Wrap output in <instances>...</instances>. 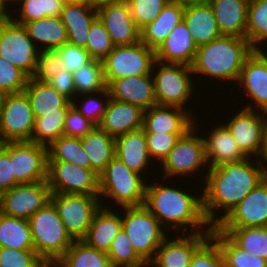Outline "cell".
Returning <instances> with one entry per match:
<instances>
[{
    "instance_id": "cell-1",
    "label": "cell",
    "mask_w": 267,
    "mask_h": 267,
    "mask_svg": "<svg viewBox=\"0 0 267 267\" xmlns=\"http://www.w3.org/2000/svg\"><path fill=\"white\" fill-rule=\"evenodd\" d=\"M252 160L247 157L238 162L207 167V172L204 171L206 174L202 183L204 190L201 189L202 207L205 218L212 227L265 179L263 165L256 158ZM216 212L223 214L219 216Z\"/></svg>"
},
{
    "instance_id": "cell-2",
    "label": "cell",
    "mask_w": 267,
    "mask_h": 267,
    "mask_svg": "<svg viewBox=\"0 0 267 267\" xmlns=\"http://www.w3.org/2000/svg\"><path fill=\"white\" fill-rule=\"evenodd\" d=\"M159 182V184H158ZM157 183H146L144 206L160 221L168 230H180L183 234L211 232L212 226L205 218L202 207V194L191 195L190 191ZM150 184V185H149ZM172 186V187H171ZM190 192V193H188ZM168 226V227H167ZM207 227V228H206ZM176 228V229H175Z\"/></svg>"
},
{
    "instance_id": "cell-3",
    "label": "cell",
    "mask_w": 267,
    "mask_h": 267,
    "mask_svg": "<svg viewBox=\"0 0 267 267\" xmlns=\"http://www.w3.org/2000/svg\"><path fill=\"white\" fill-rule=\"evenodd\" d=\"M254 50L246 38L222 35L198 46L191 66L193 75L237 83L246 59Z\"/></svg>"
},
{
    "instance_id": "cell-4",
    "label": "cell",
    "mask_w": 267,
    "mask_h": 267,
    "mask_svg": "<svg viewBox=\"0 0 267 267\" xmlns=\"http://www.w3.org/2000/svg\"><path fill=\"white\" fill-rule=\"evenodd\" d=\"M28 222L35 251L49 267L54 265L75 241L67 232L51 201L34 213Z\"/></svg>"
},
{
    "instance_id": "cell-5",
    "label": "cell",
    "mask_w": 267,
    "mask_h": 267,
    "mask_svg": "<svg viewBox=\"0 0 267 267\" xmlns=\"http://www.w3.org/2000/svg\"><path fill=\"white\" fill-rule=\"evenodd\" d=\"M145 179V176L132 171L114 157L99 175V197L114 201V205L117 204L119 208L143 205L147 183Z\"/></svg>"
},
{
    "instance_id": "cell-6",
    "label": "cell",
    "mask_w": 267,
    "mask_h": 267,
    "mask_svg": "<svg viewBox=\"0 0 267 267\" xmlns=\"http://www.w3.org/2000/svg\"><path fill=\"white\" fill-rule=\"evenodd\" d=\"M123 209V210H122ZM122 228L134 250L143 259H153L157 249L169 236L160 221L144 206L123 207Z\"/></svg>"
},
{
    "instance_id": "cell-7",
    "label": "cell",
    "mask_w": 267,
    "mask_h": 267,
    "mask_svg": "<svg viewBox=\"0 0 267 267\" xmlns=\"http://www.w3.org/2000/svg\"><path fill=\"white\" fill-rule=\"evenodd\" d=\"M191 74H193L191 66L155 60L152 75L157 104L180 107L191 113L185 106L190 102L188 100L192 98L195 90L194 76Z\"/></svg>"
},
{
    "instance_id": "cell-8",
    "label": "cell",
    "mask_w": 267,
    "mask_h": 267,
    "mask_svg": "<svg viewBox=\"0 0 267 267\" xmlns=\"http://www.w3.org/2000/svg\"><path fill=\"white\" fill-rule=\"evenodd\" d=\"M195 118L194 127L191 128L185 135L181 136L174 147L167 155V157L160 164L163 167V176L161 179H166L171 177L169 180L175 176H197L195 172L206 170L208 166L206 154H205V144L203 140L202 133L198 134L197 128H200L196 122ZM198 126V127H197ZM202 135V136H201ZM205 167V168H202Z\"/></svg>"
},
{
    "instance_id": "cell-9",
    "label": "cell",
    "mask_w": 267,
    "mask_h": 267,
    "mask_svg": "<svg viewBox=\"0 0 267 267\" xmlns=\"http://www.w3.org/2000/svg\"><path fill=\"white\" fill-rule=\"evenodd\" d=\"M50 201L74 240H82L86 236L95 212L103 201L107 204L99 196L86 194L52 193Z\"/></svg>"
},
{
    "instance_id": "cell-10",
    "label": "cell",
    "mask_w": 267,
    "mask_h": 267,
    "mask_svg": "<svg viewBox=\"0 0 267 267\" xmlns=\"http://www.w3.org/2000/svg\"><path fill=\"white\" fill-rule=\"evenodd\" d=\"M155 60V51L141 41L132 45L115 46L102 61L106 85L124 77L151 74Z\"/></svg>"
},
{
    "instance_id": "cell-11",
    "label": "cell",
    "mask_w": 267,
    "mask_h": 267,
    "mask_svg": "<svg viewBox=\"0 0 267 267\" xmlns=\"http://www.w3.org/2000/svg\"><path fill=\"white\" fill-rule=\"evenodd\" d=\"M38 54L39 49L29 38L25 26L9 16L0 28V58L31 78L36 70Z\"/></svg>"
},
{
    "instance_id": "cell-12",
    "label": "cell",
    "mask_w": 267,
    "mask_h": 267,
    "mask_svg": "<svg viewBox=\"0 0 267 267\" xmlns=\"http://www.w3.org/2000/svg\"><path fill=\"white\" fill-rule=\"evenodd\" d=\"M47 181L51 193L99 196V175L64 161H48Z\"/></svg>"
},
{
    "instance_id": "cell-13",
    "label": "cell",
    "mask_w": 267,
    "mask_h": 267,
    "mask_svg": "<svg viewBox=\"0 0 267 267\" xmlns=\"http://www.w3.org/2000/svg\"><path fill=\"white\" fill-rule=\"evenodd\" d=\"M35 116L25 92L8 94L0 116V140L2 143L30 141Z\"/></svg>"
},
{
    "instance_id": "cell-14",
    "label": "cell",
    "mask_w": 267,
    "mask_h": 267,
    "mask_svg": "<svg viewBox=\"0 0 267 267\" xmlns=\"http://www.w3.org/2000/svg\"><path fill=\"white\" fill-rule=\"evenodd\" d=\"M48 181L18 184L0 195V212L28 220L50 202Z\"/></svg>"
},
{
    "instance_id": "cell-15",
    "label": "cell",
    "mask_w": 267,
    "mask_h": 267,
    "mask_svg": "<svg viewBox=\"0 0 267 267\" xmlns=\"http://www.w3.org/2000/svg\"><path fill=\"white\" fill-rule=\"evenodd\" d=\"M10 160L19 184L47 180V147L31 141L10 142Z\"/></svg>"
},
{
    "instance_id": "cell-16",
    "label": "cell",
    "mask_w": 267,
    "mask_h": 267,
    "mask_svg": "<svg viewBox=\"0 0 267 267\" xmlns=\"http://www.w3.org/2000/svg\"><path fill=\"white\" fill-rule=\"evenodd\" d=\"M238 110L223 124L231 132L240 151L248 158L253 156L258 159L264 141L263 112L245 108Z\"/></svg>"
},
{
    "instance_id": "cell-17",
    "label": "cell",
    "mask_w": 267,
    "mask_h": 267,
    "mask_svg": "<svg viewBox=\"0 0 267 267\" xmlns=\"http://www.w3.org/2000/svg\"><path fill=\"white\" fill-rule=\"evenodd\" d=\"M96 9L98 19L104 24L115 46L140 41L141 30L136 26L126 0L103 3Z\"/></svg>"
},
{
    "instance_id": "cell-18",
    "label": "cell",
    "mask_w": 267,
    "mask_h": 267,
    "mask_svg": "<svg viewBox=\"0 0 267 267\" xmlns=\"http://www.w3.org/2000/svg\"><path fill=\"white\" fill-rule=\"evenodd\" d=\"M267 226V179L250 191L216 228Z\"/></svg>"
},
{
    "instance_id": "cell-19",
    "label": "cell",
    "mask_w": 267,
    "mask_h": 267,
    "mask_svg": "<svg viewBox=\"0 0 267 267\" xmlns=\"http://www.w3.org/2000/svg\"><path fill=\"white\" fill-rule=\"evenodd\" d=\"M237 86H240L248 100H251L250 104L243 108L267 111V61L257 50L246 59Z\"/></svg>"
},
{
    "instance_id": "cell-20",
    "label": "cell",
    "mask_w": 267,
    "mask_h": 267,
    "mask_svg": "<svg viewBox=\"0 0 267 267\" xmlns=\"http://www.w3.org/2000/svg\"><path fill=\"white\" fill-rule=\"evenodd\" d=\"M195 114L176 106L153 105L143 113L145 133H187L194 127Z\"/></svg>"
},
{
    "instance_id": "cell-21",
    "label": "cell",
    "mask_w": 267,
    "mask_h": 267,
    "mask_svg": "<svg viewBox=\"0 0 267 267\" xmlns=\"http://www.w3.org/2000/svg\"><path fill=\"white\" fill-rule=\"evenodd\" d=\"M211 232L168 236L153 258L161 267H190L194 252L210 237ZM169 240V241H168Z\"/></svg>"
},
{
    "instance_id": "cell-22",
    "label": "cell",
    "mask_w": 267,
    "mask_h": 267,
    "mask_svg": "<svg viewBox=\"0 0 267 267\" xmlns=\"http://www.w3.org/2000/svg\"><path fill=\"white\" fill-rule=\"evenodd\" d=\"M107 88L110 98L138 106L144 111L157 104L152 73L116 79Z\"/></svg>"
},
{
    "instance_id": "cell-23",
    "label": "cell",
    "mask_w": 267,
    "mask_h": 267,
    "mask_svg": "<svg viewBox=\"0 0 267 267\" xmlns=\"http://www.w3.org/2000/svg\"><path fill=\"white\" fill-rule=\"evenodd\" d=\"M143 113L140 107L109 99L106 112L98 125L113 138L143 128Z\"/></svg>"
},
{
    "instance_id": "cell-24",
    "label": "cell",
    "mask_w": 267,
    "mask_h": 267,
    "mask_svg": "<svg viewBox=\"0 0 267 267\" xmlns=\"http://www.w3.org/2000/svg\"><path fill=\"white\" fill-rule=\"evenodd\" d=\"M198 46L182 21L167 36L155 51V59L163 63L184 64L192 66Z\"/></svg>"
},
{
    "instance_id": "cell-25",
    "label": "cell",
    "mask_w": 267,
    "mask_h": 267,
    "mask_svg": "<svg viewBox=\"0 0 267 267\" xmlns=\"http://www.w3.org/2000/svg\"><path fill=\"white\" fill-rule=\"evenodd\" d=\"M115 206L101 207L95 212L86 236L82 239L88 246L108 253L112 241L122 229V216ZM120 215H119V214Z\"/></svg>"
},
{
    "instance_id": "cell-26",
    "label": "cell",
    "mask_w": 267,
    "mask_h": 267,
    "mask_svg": "<svg viewBox=\"0 0 267 267\" xmlns=\"http://www.w3.org/2000/svg\"><path fill=\"white\" fill-rule=\"evenodd\" d=\"M219 31L225 36L246 38L249 0H207Z\"/></svg>"
},
{
    "instance_id": "cell-27",
    "label": "cell",
    "mask_w": 267,
    "mask_h": 267,
    "mask_svg": "<svg viewBox=\"0 0 267 267\" xmlns=\"http://www.w3.org/2000/svg\"><path fill=\"white\" fill-rule=\"evenodd\" d=\"M115 157L132 171L146 175L144 172L153 163L148 153L145 131L140 129L115 138Z\"/></svg>"
},
{
    "instance_id": "cell-28",
    "label": "cell",
    "mask_w": 267,
    "mask_h": 267,
    "mask_svg": "<svg viewBox=\"0 0 267 267\" xmlns=\"http://www.w3.org/2000/svg\"><path fill=\"white\" fill-rule=\"evenodd\" d=\"M218 125L209 130L206 137H203L208 167L246 159L247 157L238 148L228 128L224 124Z\"/></svg>"
},
{
    "instance_id": "cell-29",
    "label": "cell",
    "mask_w": 267,
    "mask_h": 267,
    "mask_svg": "<svg viewBox=\"0 0 267 267\" xmlns=\"http://www.w3.org/2000/svg\"><path fill=\"white\" fill-rule=\"evenodd\" d=\"M60 18L67 30L68 43L86 49L90 26L97 18L96 6L66 2Z\"/></svg>"
},
{
    "instance_id": "cell-30",
    "label": "cell",
    "mask_w": 267,
    "mask_h": 267,
    "mask_svg": "<svg viewBox=\"0 0 267 267\" xmlns=\"http://www.w3.org/2000/svg\"><path fill=\"white\" fill-rule=\"evenodd\" d=\"M184 9V5L169 0L157 18L141 29L140 41L156 51L170 32L183 21Z\"/></svg>"
},
{
    "instance_id": "cell-31",
    "label": "cell",
    "mask_w": 267,
    "mask_h": 267,
    "mask_svg": "<svg viewBox=\"0 0 267 267\" xmlns=\"http://www.w3.org/2000/svg\"><path fill=\"white\" fill-rule=\"evenodd\" d=\"M183 21L197 46L209 43L222 36L208 2L186 5Z\"/></svg>"
},
{
    "instance_id": "cell-32",
    "label": "cell",
    "mask_w": 267,
    "mask_h": 267,
    "mask_svg": "<svg viewBox=\"0 0 267 267\" xmlns=\"http://www.w3.org/2000/svg\"><path fill=\"white\" fill-rule=\"evenodd\" d=\"M24 92L28 96L35 118L60 113L63 107H71L72 101L59 93L48 82L29 78Z\"/></svg>"
},
{
    "instance_id": "cell-33",
    "label": "cell",
    "mask_w": 267,
    "mask_h": 267,
    "mask_svg": "<svg viewBox=\"0 0 267 267\" xmlns=\"http://www.w3.org/2000/svg\"><path fill=\"white\" fill-rule=\"evenodd\" d=\"M29 38L40 50H56L68 43L67 30L59 17H45L24 24ZM40 47H39V46ZM42 45V46H41Z\"/></svg>"
},
{
    "instance_id": "cell-34",
    "label": "cell",
    "mask_w": 267,
    "mask_h": 267,
    "mask_svg": "<svg viewBox=\"0 0 267 267\" xmlns=\"http://www.w3.org/2000/svg\"><path fill=\"white\" fill-rule=\"evenodd\" d=\"M82 147L90 161V169L100 175L106 165L115 157V138L99 126L80 138Z\"/></svg>"
},
{
    "instance_id": "cell-35",
    "label": "cell",
    "mask_w": 267,
    "mask_h": 267,
    "mask_svg": "<svg viewBox=\"0 0 267 267\" xmlns=\"http://www.w3.org/2000/svg\"><path fill=\"white\" fill-rule=\"evenodd\" d=\"M0 247L35 250L28 220L0 212Z\"/></svg>"
},
{
    "instance_id": "cell-36",
    "label": "cell",
    "mask_w": 267,
    "mask_h": 267,
    "mask_svg": "<svg viewBox=\"0 0 267 267\" xmlns=\"http://www.w3.org/2000/svg\"><path fill=\"white\" fill-rule=\"evenodd\" d=\"M51 267H113L107 253L75 240L64 255Z\"/></svg>"
},
{
    "instance_id": "cell-37",
    "label": "cell",
    "mask_w": 267,
    "mask_h": 267,
    "mask_svg": "<svg viewBox=\"0 0 267 267\" xmlns=\"http://www.w3.org/2000/svg\"><path fill=\"white\" fill-rule=\"evenodd\" d=\"M217 229L243 251L267 260V226Z\"/></svg>"
},
{
    "instance_id": "cell-38",
    "label": "cell",
    "mask_w": 267,
    "mask_h": 267,
    "mask_svg": "<svg viewBox=\"0 0 267 267\" xmlns=\"http://www.w3.org/2000/svg\"><path fill=\"white\" fill-rule=\"evenodd\" d=\"M210 236L217 242L226 267H267V260L236 246L223 232L211 228Z\"/></svg>"
},
{
    "instance_id": "cell-39",
    "label": "cell",
    "mask_w": 267,
    "mask_h": 267,
    "mask_svg": "<svg viewBox=\"0 0 267 267\" xmlns=\"http://www.w3.org/2000/svg\"><path fill=\"white\" fill-rule=\"evenodd\" d=\"M65 3V0H19L15 3V5L20 4L19 9L14 7L15 9L12 12L9 11V16L22 25L49 16L59 17ZM18 10L20 11L19 16L16 13Z\"/></svg>"
},
{
    "instance_id": "cell-40",
    "label": "cell",
    "mask_w": 267,
    "mask_h": 267,
    "mask_svg": "<svg viewBox=\"0 0 267 267\" xmlns=\"http://www.w3.org/2000/svg\"><path fill=\"white\" fill-rule=\"evenodd\" d=\"M48 161H64L82 168H90V161L80 138L60 136L47 148Z\"/></svg>"
},
{
    "instance_id": "cell-41",
    "label": "cell",
    "mask_w": 267,
    "mask_h": 267,
    "mask_svg": "<svg viewBox=\"0 0 267 267\" xmlns=\"http://www.w3.org/2000/svg\"><path fill=\"white\" fill-rule=\"evenodd\" d=\"M69 108L63 107L60 109V113H51L35 118L30 141L48 148L60 136H63L64 121Z\"/></svg>"
},
{
    "instance_id": "cell-42",
    "label": "cell",
    "mask_w": 267,
    "mask_h": 267,
    "mask_svg": "<svg viewBox=\"0 0 267 267\" xmlns=\"http://www.w3.org/2000/svg\"><path fill=\"white\" fill-rule=\"evenodd\" d=\"M246 39L255 50L263 47V44L265 45L267 41V0H249Z\"/></svg>"
},
{
    "instance_id": "cell-43",
    "label": "cell",
    "mask_w": 267,
    "mask_h": 267,
    "mask_svg": "<svg viewBox=\"0 0 267 267\" xmlns=\"http://www.w3.org/2000/svg\"><path fill=\"white\" fill-rule=\"evenodd\" d=\"M73 78L76 96L97 93L107 88L101 60L93 59L83 68L75 70Z\"/></svg>"
},
{
    "instance_id": "cell-44",
    "label": "cell",
    "mask_w": 267,
    "mask_h": 267,
    "mask_svg": "<svg viewBox=\"0 0 267 267\" xmlns=\"http://www.w3.org/2000/svg\"><path fill=\"white\" fill-rule=\"evenodd\" d=\"M79 97L83 98L81 99L82 101L77 99ZM109 99L110 94L108 88H106L105 90L97 93L83 94V96L80 95L75 97L72 100V106L77 109L85 118L89 119L92 123L98 126L101 123L104 113L106 112Z\"/></svg>"
},
{
    "instance_id": "cell-45",
    "label": "cell",
    "mask_w": 267,
    "mask_h": 267,
    "mask_svg": "<svg viewBox=\"0 0 267 267\" xmlns=\"http://www.w3.org/2000/svg\"><path fill=\"white\" fill-rule=\"evenodd\" d=\"M130 242V238L122 228L107 253L113 267H136L143 261Z\"/></svg>"
},
{
    "instance_id": "cell-46",
    "label": "cell",
    "mask_w": 267,
    "mask_h": 267,
    "mask_svg": "<svg viewBox=\"0 0 267 267\" xmlns=\"http://www.w3.org/2000/svg\"><path fill=\"white\" fill-rule=\"evenodd\" d=\"M114 47L115 45L104 24L97 17L89 29L86 51L93 59L103 61Z\"/></svg>"
},
{
    "instance_id": "cell-47",
    "label": "cell",
    "mask_w": 267,
    "mask_h": 267,
    "mask_svg": "<svg viewBox=\"0 0 267 267\" xmlns=\"http://www.w3.org/2000/svg\"><path fill=\"white\" fill-rule=\"evenodd\" d=\"M136 26L141 30L153 22L169 0H126Z\"/></svg>"
},
{
    "instance_id": "cell-48",
    "label": "cell",
    "mask_w": 267,
    "mask_h": 267,
    "mask_svg": "<svg viewBox=\"0 0 267 267\" xmlns=\"http://www.w3.org/2000/svg\"><path fill=\"white\" fill-rule=\"evenodd\" d=\"M0 267H49L35 250L0 247Z\"/></svg>"
},
{
    "instance_id": "cell-49",
    "label": "cell",
    "mask_w": 267,
    "mask_h": 267,
    "mask_svg": "<svg viewBox=\"0 0 267 267\" xmlns=\"http://www.w3.org/2000/svg\"><path fill=\"white\" fill-rule=\"evenodd\" d=\"M29 78L24 71L0 58V90L7 94L24 92Z\"/></svg>"
},
{
    "instance_id": "cell-50",
    "label": "cell",
    "mask_w": 267,
    "mask_h": 267,
    "mask_svg": "<svg viewBox=\"0 0 267 267\" xmlns=\"http://www.w3.org/2000/svg\"><path fill=\"white\" fill-rule=\"evenodd\" d=\"M186 133H146L147 149L151 160L162 163L177 140Z\"/></svg>"
},
{
    "instance_id": "cell-51",
    "label": "cell",
    "mask_w": 267,
    "mask_h": 267,
    "mask_svg": "<svg viewBox=\"0 0 267 267\" xmlns=\"http://www.w3.org/2000/svg\"><path fill=\"white\" fill-rule=\"evenodd\" d=\"M190 267H226L221 250L211 236L194 252Z\"/></svg>"
},
{
    "instance_id": "cell-52",
    "label": "cell",
    "mask_w": 267,
    "mask_h": 267,
    "mask_svg": "<svg viewBox=\"0 0 267 267\" xmlns=\"http://www.w3.org/2000/svg\"><path fill=\"white\" fill-rule=\"evenodd\" d=\"M62 61L57 50H39L37 56L36 70L32 79L40 82H49L60 70H62Z\"/></svg>"
},
{
    "instance_id": "cell-53",
    "label": "cell",
    "mask_w": 267,
    "mask_h": 267,
    "mask_svg": "<svg viewBox=\"0 0 267 267\" xmlns=\"http://www.w3.org/2000/svg\"><path fill=\"white\" fill-rule=\"evenodd\" d=\"M62 61V69L73 73L75 70L83 68L84 65L90 63L93 58L85 48L65 43L56 49Z\"/></svg>"
},
{
    "instance_id": "cell-54",
    "label": "cell",
    "mask_w": 267,
    "mask_h": 267,
    "mask_svg": "<svg viewBox=\"0 0 267 267\" xmlns=\"http://www.w3.org/2000/svg\"><path fill=\"white\" fill-rule=\"evenodd\" d=\"M96 125L85 118L77 109L71 106L66 114L63 135L81 138L89 133Z\"/></svg>"
},
{
    "instance_id": "cell-55",
    "label": "cell",
    "mask_w": 267,
    "mask_h": 267,
    "mask_svg": "<svg viewBox=\"0 0 267 267\" xmlns=\"http://www.w3.org/2000/svg\"><path fill=\"white\" fill-rule=\"evenodd\" d=\"M18 184L14 178L10 160V142L2 143L0 147V195Z\"/></svg>"
},
{
    "instance_id": "cell-56",
    "label": "cell",
    "mask_w": 267,
    "mask_h": 267,
    "mask_svg": "<svg viewBox=\"0 0 267 267\" xmlns=\"http://www.w3.org/2000/svg\"><path fill=\"white\" fill-rule=\"evenodd\" d=\"M48 83L71 101L76 97L73 73L68 70H60Z\"/></svg>"
},
{
    "instance_id": "cell-57",
    "label": "cell",
    "mask_w": 267,
    "mask_h": 267,
    "mask_svg": "<svg viewBox=\"0 0 267 267\" xmlns=\"http://www.w3.org/2000/svg\"><path fill=\"white\" fill-rule=\"evenodd\" d=\"M9 11L0 1V28L3 22L9 17Z\"/></svg>"
},
{
    "instance_id": "cell-58",
    "label": "cell",
    "mask_w": 267,
    "mask_h": 267,
    "mask_svg": "<svg viewBox=\"0 0 267 267\" xmlns=\"http://www.w3.org/2000/svg\"><path fill=\"white\" fill-rule=\"evenodd\" d=\"M161 267L157 262H155L153 259H145L140 264H138L136 267Z\"/></svg>"
},
{
    "instance_id": "cell-59",
    "label": "cell",
    "mask_w": 267,
    "mask_h": 267,
    "mask_svg": "<svg viewBox=\"0 0 267 267\" xmlns=\"http://www.w3.org/2000/svg\"><path fill=\"white\" fill-rule=\"evenodd\" d=\"M258 160L264 167V178L267 179V153H261Z\"/></svg>"
},
{
    "instance_id": "cell-60",
    "label": "cell",
    "mask_w": 267,
    "mask_h": 267,
    "mask_svg": "<svg viewBox=\"0 0 267 267\" xmlns=\"http://www.w3.org/2000/svg\"><path fill=\"white\" fill-rule=\"evenodd\" d=\"M170 1L177 2V3L182 4L184 6L190 5V4H198V3L207 2V0H170Z\"/></svg>"
},
{
    "instance_id": "cell-61",
    "label": "cell",
    "mask_w": 267,
    "mask_h": 267,
    "mask_svg": "<svg viewBox=\"0 0 267 267\" xmlns=\"http://www.w3.org/2000/svg\"><path fill=\"white\" fill-rule=\"evenodd\" d=\"M7 93H5L4 91L0 90V116L2 114V110L4 108V103L7 97Z\"/></svg>"
},
{
    "instance_id": "cell-62",
    "label": "cell",
    "mask_w": 267,
    "mask_h": 267,
    "mask_svg": "<svg viewBox=\"0 0 267 267\" xmlns=\"http://www.w3.org/2000/svg\"><path fill=\"white\" fill-rule=\"evenodd\" d=\"M263 134L264 139H267V111L263 112Z\"/></svg>"
},
{
    "instance_id": "cell-63",
    "label": "cell",
    "mask_w": 267,
    "mask_h": 267,
    "mask_svg": "<svg viewBox=\"0 0 267 267\" xmlns=\"http://www.w3.org/2000/svg\"><path fill=\"white\" fill-rule=\"evenodd\" d=\"M113 1H118V0H91V5L98 6L100 4L107 3V2H113Z\"/></svg>"
},
{
    "instance_id": "cell-64",
    "label": "cell",
    "mask_w": 267,
    "mask_h": 267,
    "mask_svg": "<svg viewBox=\"0 0 267 267\" xmlns=\"http://www.w3.org/2000/svg\"><path fill=\"white\" fill-rule=\"evenodd\" d=\"M67 3H82L86 5H91V0H65Z\"/></svg>"
},
{
    "instance_id": "cell-65",
    "label": "cell",
    "mask_w": 267,
    "mask_h": 267,
    "mask_svg": "<svg viewBox=\"0 0 267 267\" xmlns=\"http://www.w3.org/2000/svg\"><path fill=\"white\" fill-rule=\"evenodd\" d=\"M1 1V3L8 9V10H10L9 9V7H10V3H11V6H12V4L14 3H16V2H18L19 0H0ZM13 2V3H12Z\"/></svg>"
},
{
    "instance_id": "cell-66",
    "label": "cell",
    "mask_w": 267,
    "mask_h": 267,
    "mask_svg": "<svg viewBox=\"0 0 267 267\" xmlns=\"http://www.w3.org/2000/svg\"><path fill=\"white\" fill-rule=\"evenodd\" d=\"M265 48V46L262 48H258L257 49V51L266 59V61H267V51H265V50H267V48L266 49H264ZM263 49V50H262Z\"/></svg>"
},
{
    "instance_id": "cell-67",
    "label": "cell",
    "mask_w": 267,
    "mask_h": 267,
    "mask_svg": "<svg viewBox=\"0 0 267 267\" xmlns=\"http://www.w3.org/2000/svg\"><path fill=\"white\" fill-rule=\"evenodd\" d=\"M261 153H267V139L263 141V148Z\"/></svg>"
}]
</instances>
